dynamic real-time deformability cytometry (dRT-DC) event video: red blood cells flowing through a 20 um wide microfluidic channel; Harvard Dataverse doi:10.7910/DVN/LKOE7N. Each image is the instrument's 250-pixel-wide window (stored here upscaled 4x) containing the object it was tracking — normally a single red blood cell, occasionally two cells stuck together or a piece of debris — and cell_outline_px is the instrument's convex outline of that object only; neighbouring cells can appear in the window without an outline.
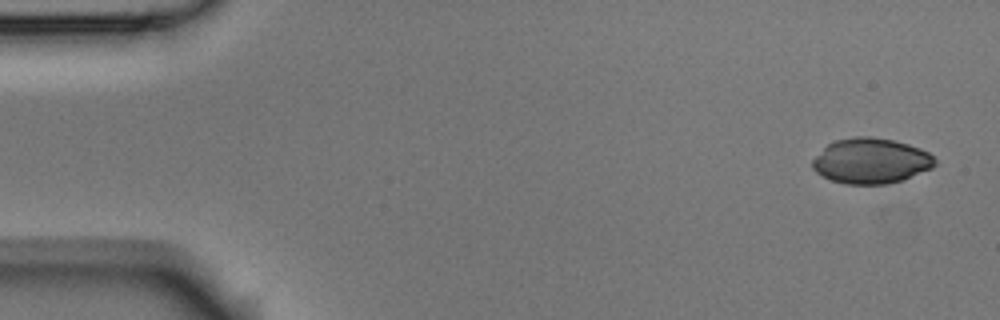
{"species": "Egyptian fruit bat (a non-hibernating species)", "species_latin": "Rousettus aegyptiacus", "temperature_condition": "room temperature", "stored_images_in_passage": 5, "camera_frame_rate_fps": 3000, "um_per_image_px": 0.085, "animal": {"sex": "male"}, "frame": {"image": 1, "passage_image": 1, "time_ms": 0.0, "image_size_px": [1000, 320], "cell_outline_px": [[936, 164], [932, 168], [900, 180], [888, 184], [844, 184], [832, 180], [816, 172], [812, 168], [812, 160], [828, 144], [836, 140], [856, 136], [872, 136], [892, 140], [908, 144], [920, 148], [928, 152], [936, 160]], "centroid_in_image_um": [74.03, 13.67], "position_along_channel_um": 11.0, "area_um2": 32.19}}